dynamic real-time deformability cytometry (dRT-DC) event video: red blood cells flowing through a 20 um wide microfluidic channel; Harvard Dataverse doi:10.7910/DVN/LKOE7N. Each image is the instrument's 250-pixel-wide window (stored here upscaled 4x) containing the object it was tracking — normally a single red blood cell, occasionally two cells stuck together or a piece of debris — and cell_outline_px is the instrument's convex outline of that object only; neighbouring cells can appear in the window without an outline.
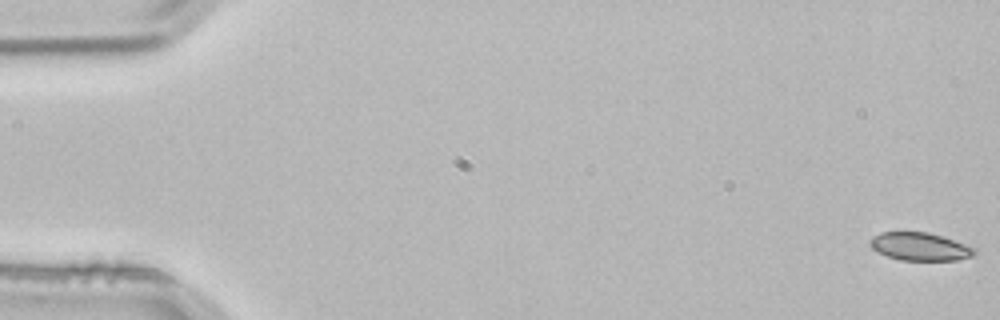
{"species": "common noctule bat (a hibernating species)", "species_latin": "Nyctalus noctula", "temperature_condition": "room temperature", "stored_images_in_passage": 4, "camera_frame_rate_fps": 3000, "um_per_image_px": 0.085, "animal": {"sex": "male", "body_mass_g": 21.5, "forearm_length_mm": 52.0}, "frame": {"image": 1, "passage_image": 1, "time_ms": 0.0, "image_size_px": [1000, 320], "cell_outline_px": [[976, 252], [972, 256], [956, 260], [900, 260], [876, 252], [868, 244], [868, 240], [872, 236], [880, 232], [928, 232], [976, 248]], "centroid_in_image_um": [78.13, 20.96], "position_along_channel_um": 6.9, "area_um2": 16.99}}
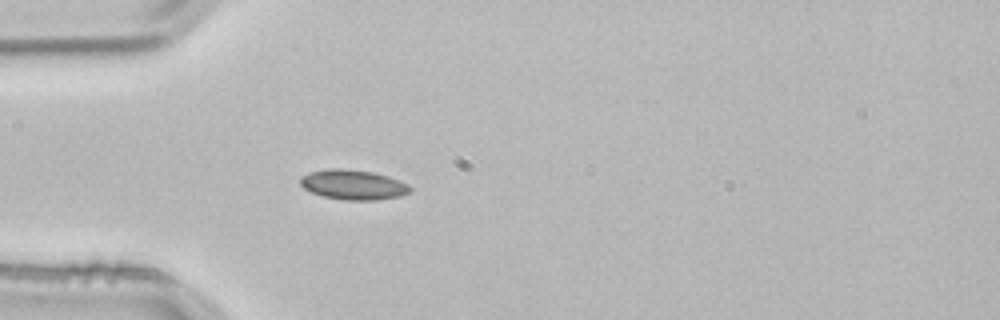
{"frame": {"image": 2, "passage_image": 4, "time_ms": 1.0, "image_size_px": [1000, 320], "cell_outline_px": [[412, 188], [408, 192], [400, 196], [376, 200], [344, 200], [324, 196], [312, 192], [304, 188], [300, 184], [300, 176], [308, 172], [328, 168], [340, 168], [372, 172], [388, 176], [400, 180], [408, 184]], "centroid_in_image_um": [30.0, 15.69], "position_along_channel_um": 55.0, "area_um2": 19.13}}